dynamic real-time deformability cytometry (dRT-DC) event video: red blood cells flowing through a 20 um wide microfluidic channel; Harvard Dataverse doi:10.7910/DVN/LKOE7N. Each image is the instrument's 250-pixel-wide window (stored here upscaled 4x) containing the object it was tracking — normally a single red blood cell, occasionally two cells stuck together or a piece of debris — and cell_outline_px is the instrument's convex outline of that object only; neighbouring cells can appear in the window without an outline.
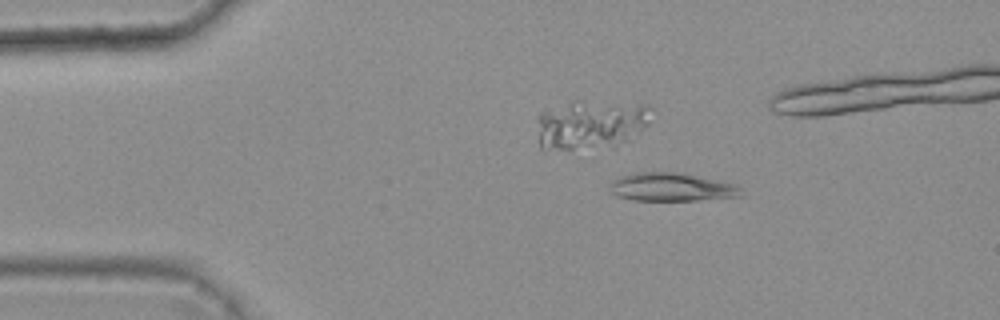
{"species": "common noctule bat (a hibernating species)", "species_latin": "Nyctalus noctula", "temperature_condition": "warm", "stored_images_in_passage": 8, "camera_frame_rate_fps": 3000, "um_per_image_px": 0.085, "animal": {"sex": "female", "body_mass_g": 25.1}, "frame": {"image": 1, "passage_image": 4, "time_ms": 1.0, "image_size_px": [1000, 320], "cell_outline_px": [[740, 196], [696, 200], [632, 200], [620, 196], [612, 192], [608, 188], [612, 180], [620, 176], [636, 172], [676, 172], [696, 176], [732, 184], [740, 188]], "centroid_in_image_um": [56.99, 15.9], "position_along_channel_um": 28.0, "area_um2": 21.15}}